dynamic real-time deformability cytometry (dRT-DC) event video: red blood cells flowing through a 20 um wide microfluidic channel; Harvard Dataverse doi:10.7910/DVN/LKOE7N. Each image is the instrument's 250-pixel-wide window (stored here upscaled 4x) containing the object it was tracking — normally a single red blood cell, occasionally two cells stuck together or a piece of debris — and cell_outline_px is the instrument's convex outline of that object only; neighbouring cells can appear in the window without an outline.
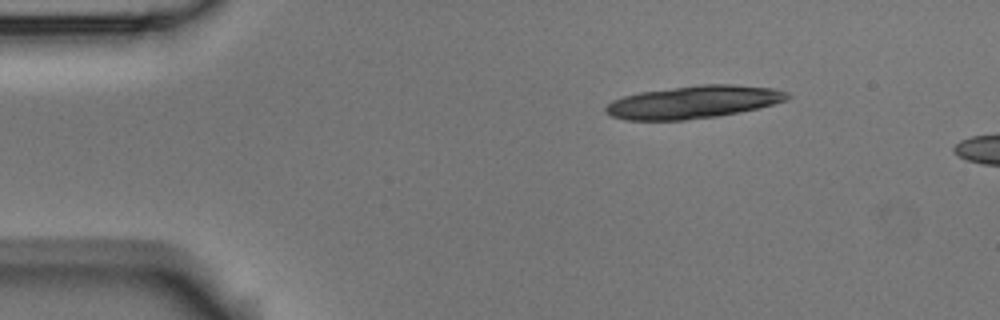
{"species": "Egyptian fruit bat (a non-hibernating species)", "species_latin": "Rousettus aegyptiacus", "temperature_condition": "room temperature", "stored_images_in_passage": 2, "camera_frame_rate_fps": 3000, "um_per_image_px": 0.085, "animal": {"sex": "male"}, "frame": {"image": 1, "passage_image": 1, "time_ms": 0.0, "image_size_px": [1000, 320], "cell_outline_px": [[792, 96], [788, 100], [756, 108], [716, 116], [684, 120], [624, 120], [612, 116], [604, 112], [604, 108], [612, 100], [624, 96], [640, 92], [700, 84], [732, 84], [772, 88], [788, 92]], "centroid_in_image_um": [58.92, 8.67], "position_along_channel_um": 26.1, "area_um2": 34.45}}